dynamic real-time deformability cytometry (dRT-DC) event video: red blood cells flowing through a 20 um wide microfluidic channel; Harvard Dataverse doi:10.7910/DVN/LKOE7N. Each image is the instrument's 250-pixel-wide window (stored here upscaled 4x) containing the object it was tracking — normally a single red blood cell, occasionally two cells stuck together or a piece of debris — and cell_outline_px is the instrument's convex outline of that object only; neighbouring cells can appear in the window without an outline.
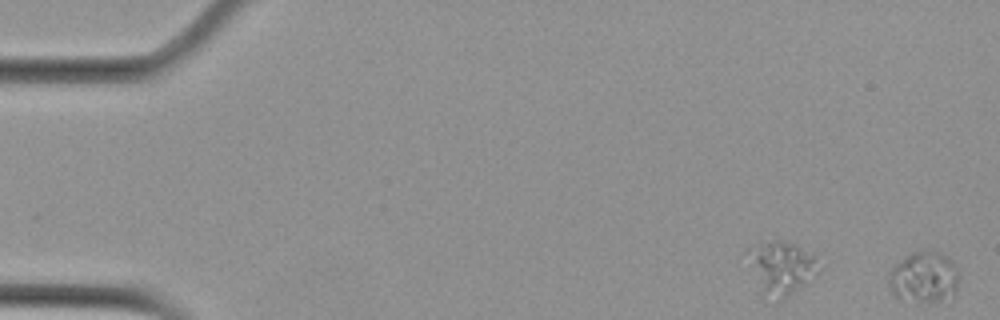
{"species": "Egyptian fruit bat (a non-hibernating species)", "species_latin": "Rousettus aegyptiacus", "temperature_condition": "cold", "stored_images_in_passage": 6, "camera_frame_rate_fps": 3000, "um_per_image_px": 0.085, "animal": {"sex": "female"}, "frame": {"image": 1, "passage_image": 1, "time_ms": 0.0, "image_size_px": [1000, 320], "cell_outline_px": [[960, 272], [956, 292], [940, 300], [900, 300], [892, 292], [888, 280], [892, 268], [904, 256], [912, 252], [940, 252], [952, 260], [960, 268]], "centroid_in_image_um": [78.57, 23.53], "position_along_channel_um": 6.4, "area_um2": 20.69}}
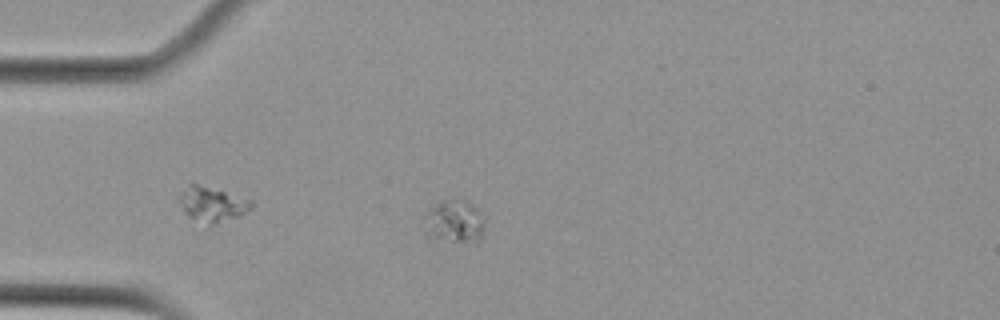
{"frame": {"image": 2, "passage_image": 4, "time_ms": 4.333, "image_size_px": [1000, 320], "cell_outline_px": [[484, 228], [480, 244], [432, 244], [428, 240], [424, 232], [428, 212], [440, 200], [464, 200], [476, 208], [484, 224]], "centroid_in_image_um": [38.59, 19.01], "position_along_channel_um": 46.4, "area_um2": 16.13}}